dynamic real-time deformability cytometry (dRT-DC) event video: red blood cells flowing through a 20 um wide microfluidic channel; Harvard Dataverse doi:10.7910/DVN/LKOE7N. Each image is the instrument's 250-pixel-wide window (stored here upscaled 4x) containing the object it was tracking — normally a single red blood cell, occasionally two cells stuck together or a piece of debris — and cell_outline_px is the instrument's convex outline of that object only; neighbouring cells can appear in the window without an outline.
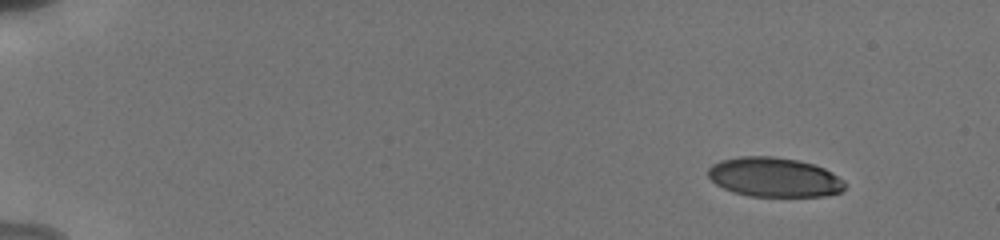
{"species": "human", "species_latin": "Homo sapiens", "temperature_condition": "cold", "stored_images_in_passage": 36, "camera_frame_rate_fps": 3000, "um_per_image_px": 0.085, "donor": {"sex": "male"}, "frame": {"image": 1, "passage_image": 1, "time_ms": 0.0, "image_size_px": [1000, 240], "cell_outline_px": [[844, 188], [840, 192], [824, 196], [748, 196], [732, 192], [716, 184], [708, 176], [708, 168], [712, 164], [720, 160], [740, 156], [772, 156], [796, 160], [812, 164], [824, 168], [832, 172], [844, 180]], "centroid_in_image_um": [65.79, 15.06], "position_along_channel_um": 19.2, "area_um2": 31.44}}
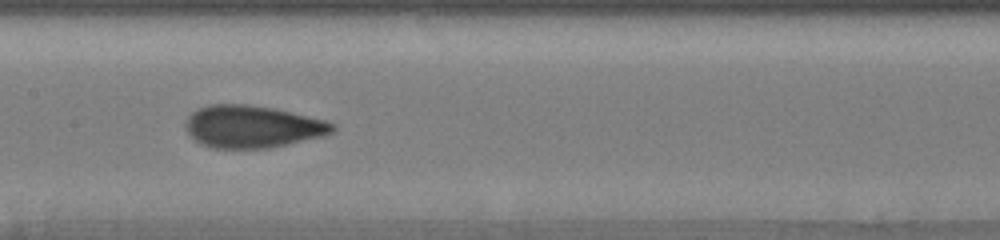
{"frame": {"image": 2, "passage_image": 16, "time_ms": 8.0, "image_size_px": [1000, 240], "cell_outline_px": [[336, 128], [332, 132], [324, 136], [268, 148], [212, 148], [200, 144], [188, 132], [184, 124], [188, 116], [192, 112], [208, 104], [244, 104], [276, 108], [324, 120], [336, 124]], "centroid_in_image_um": [21.45, 10.76], "position_along_channel_um": 185.9, "area_um2": 36.24}}
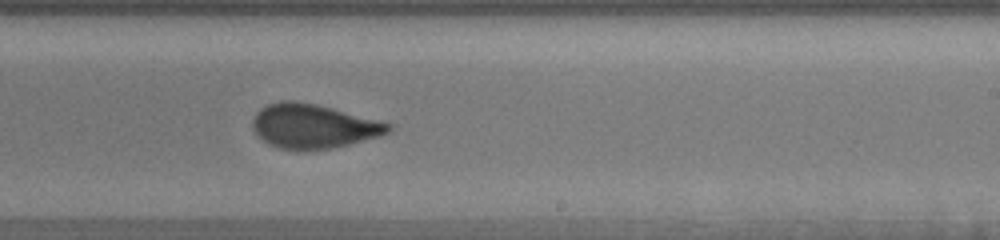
{"frame": {"image": 3, "passage_image": 21, "time_ms": 10.0, "image_size_px": [1000, 240], "cell_outline_px": [[392, 128], [388, 132], [380, 136], [332, 148], [304, 152], [280, 148], [268, 144], [252, 128], [252, 120], [256, 112], [260, 108], [268, 104], [280, 100], [296, 100], [316, 104], [380, 120], [392, 124]], "centroid_in_image_um": [26.62, 10.73], "position_along_channel_um": 262.4, "area_um2": 35.32}, "authors_computed_cell_mechanics": {"area_um2": 34.2465, "velocity_mm_per_s": 3.8504, "shape_relaxation_time_tau1_ms": 5.8496, "shape_relaxation_time_tau2_ms": 0.8183, "deformation_change_tau1": 0.1775, "deformation_change_tau2": 0.0656}}